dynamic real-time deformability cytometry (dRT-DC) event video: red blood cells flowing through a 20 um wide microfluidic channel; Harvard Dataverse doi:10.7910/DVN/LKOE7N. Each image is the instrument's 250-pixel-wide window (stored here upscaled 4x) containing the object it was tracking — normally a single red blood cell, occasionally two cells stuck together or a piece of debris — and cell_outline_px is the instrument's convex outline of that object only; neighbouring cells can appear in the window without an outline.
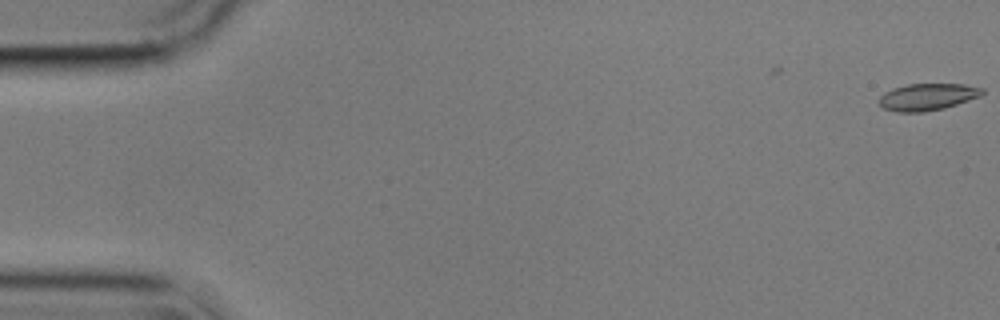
{"species": "common noctule bat (a hibernating species)", "species_latin": "Nyctalus noctula", "temperature_condition": "cold", "stored_images_in_passage": 38, "camera_frame_rate_fps": 3000, "um_per_image_px": 0.085, "animal": {"sex": "male", "body_mass_g": 17.9}, "frame": {"image": 1, "passage_image": 1, "time_ms": 0.0, "image_size_px": [1000, 320], "cell_outline_px": [[984, 92], [980, 96], [944, 108], [924, 112], [896, 112], [884, 108], [876, 100], [884, 92], [892, 88], [908, 84], [964, 84], [984, 88]], "centroid_in_image_um": [78.8, 8.23], "position_along_channel_um": 6.2, "area_um2": 16.24}}
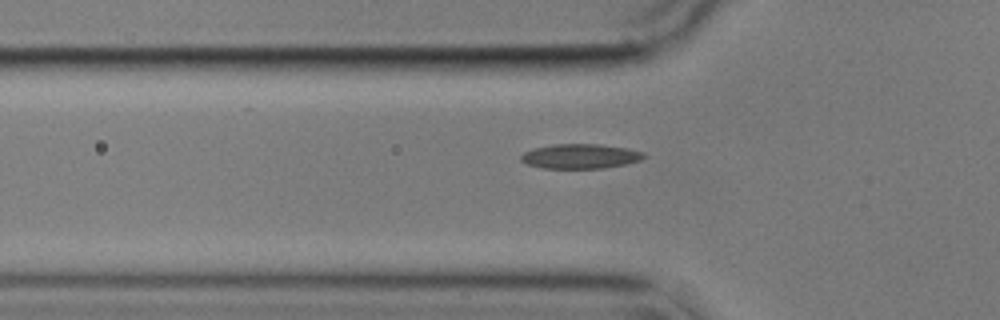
{"frame": {"image": 2, "passage_image": 19, "time_ms": 6.0, "image_size_px": [1000, 320], "cell_outline_px": [[648, 156], [640, 160], [624, 164], [604, 168], [544, 168], [528, 164], [520, 160], [520, 156], [524, 152], [532, 148], [552, 144], [600, 144], [628, 148], [644, 152]], "centroid_in_image_um": [49.33, 13.27], "position_along_channel_um": 76.5, "area_um2": 17.74}}
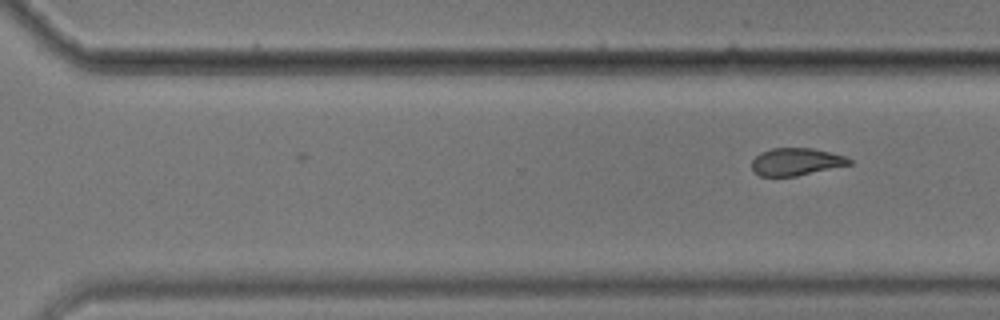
{"frame": {"image": 3, "passage_image": 38, "time_ms": 12.333, "image_size_px": [1000, 320], "cell_outline_px": [[852, 164], [796, 176], [760, 176], [752, 168], [752, 160], [760, 152], [772, 148], [812, 148], [844, 156], [852, 160]], "centroid_in_image_um": [67.66, 13.74], "position_along_channel_um": 302.9, "area_um2": 15.43}}